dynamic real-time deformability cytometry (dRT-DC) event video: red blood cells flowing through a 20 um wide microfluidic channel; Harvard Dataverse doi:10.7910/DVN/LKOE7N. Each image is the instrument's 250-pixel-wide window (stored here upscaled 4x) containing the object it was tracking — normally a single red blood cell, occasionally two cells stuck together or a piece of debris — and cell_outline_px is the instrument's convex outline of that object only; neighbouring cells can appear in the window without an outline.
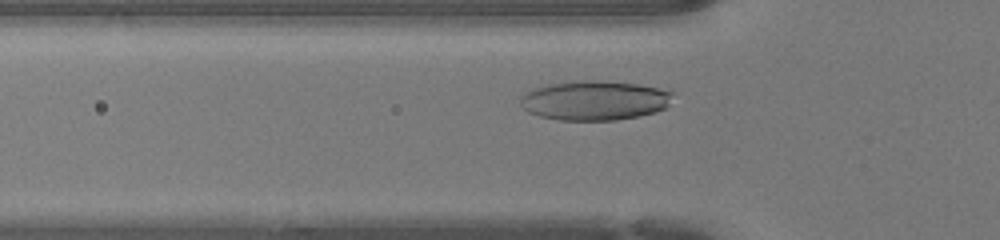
{"species": "human", "species_latin": "Homo sapiens", "temperature_condition": "warm", "stored_images_in_passage": 33, "camera_frame_rate_fps": 3000, "um_per_image_px": 0.085, "donor": {"sex": "female"}, "frame": {"image": 1, "passage_image": 8, "time_ms": 2.333, "image_size_px": [1000, 240], "cell_outline_px": [[676, 92], [668, 104], [664, 108], [656, 112], [640, 116], [616, 120], [560, 120], [540, 116], [528, 112], [520, 104], [520, 96], [524, 92], [548, 84], [572, 80], [592, 80], [636, 84], [672, 88]], "centroid_in_image_um": [50.6, 8.52], "position_along_channel_um": 75.2, "area_um2": 35.66}}
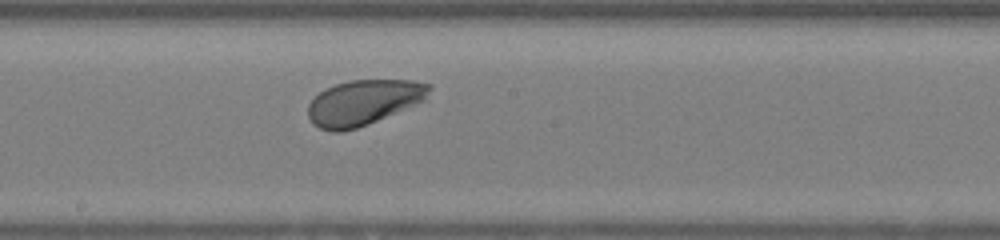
{"frame": {"image": 2, "passage_image": 18, "time_ms": 5.667, "image_size_px": [1000, 240], "cell_outline_px": [[432, 88], [420, 100], [404, 108], [368, 124], [356, 128], [340, 132], [332, 132], [320, 128], [312, 124], [308, 116], [308, 104], [320, 92], [336, 84], [348, 80], [412, 80], [432, 84]], "centroid_in_image_um": [30.83, 8.7], "position_along_channel_um": 217.4, "area_um2": 31.33}}
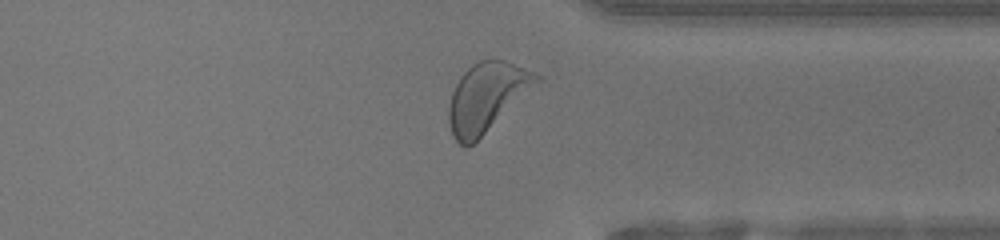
{"frame": {"image": 3, "passage_image": 29, "time_ms": 9.333, "image_size_px": [1000, 240], "cell_outline_px": [[544, 80], [468, 148], [464, 148], [452, 136], [448, 124], [448, 104], [452, 92], [460, 76], [472, 64], [480, 60], [504, 60], [536, 72], [544, 76]], "centroid_in_image_um": [41.4, 8.26], "position_along_channel_um": 370.0, "area_um2": 35.66}, "authors_computed_cell_mechanics": {"area_um2": 32.4836, "velocity_mm_per_s": 4.2459, "shape_relaxation_time_tau1_ms": 1.0694, "shape_relaxation_time_tau2_ms": null, "deformation_change_tau1": 0.0933, "deformation_change_tau2": null}}